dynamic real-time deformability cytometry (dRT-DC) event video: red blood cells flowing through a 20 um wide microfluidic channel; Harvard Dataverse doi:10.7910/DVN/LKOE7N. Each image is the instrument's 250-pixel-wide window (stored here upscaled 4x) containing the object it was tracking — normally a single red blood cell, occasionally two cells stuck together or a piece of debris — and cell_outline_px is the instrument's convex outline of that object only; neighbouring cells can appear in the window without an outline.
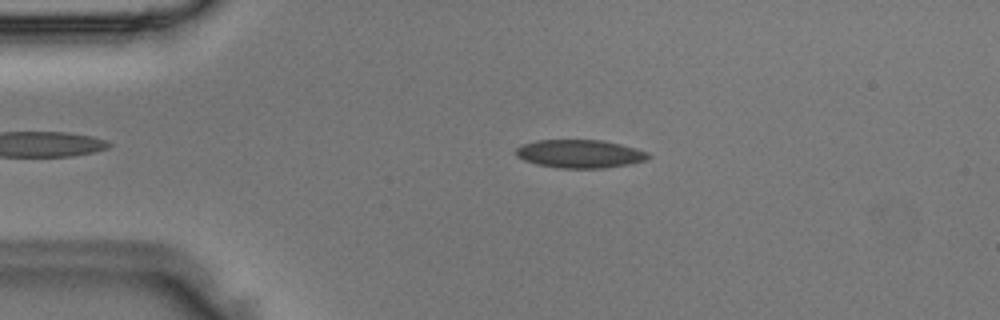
{"species": "Egyptian fruit bat (a non-hibernating species)", "species_latin": "Rousettus aegyptiacus", "temperature_condition": "room temperature", "stored_images_in_passage": 47, "camera_frame_rate_fps": 3000, "um_per_image_px": 0.085, "animal": {"sex": "male"}, "frame": {"image": 1, "passage_image": 9, "time_ms": 2.667, "image_size_px": [1000, 320], "cell_outline_px": [[652, 156], [644, 160], [632, 164], [604, 168], [560, 168], [536, 164], [524, 160], [516, 156], [516, 148], [520, 144], [536, 140], [600, 140], [620, 144], [636, 148], [648, 152]], "centroid_in_image_um": [49.28, 13.07], "position_along_channel_um": 35.7, "area_um2": 21.91}}
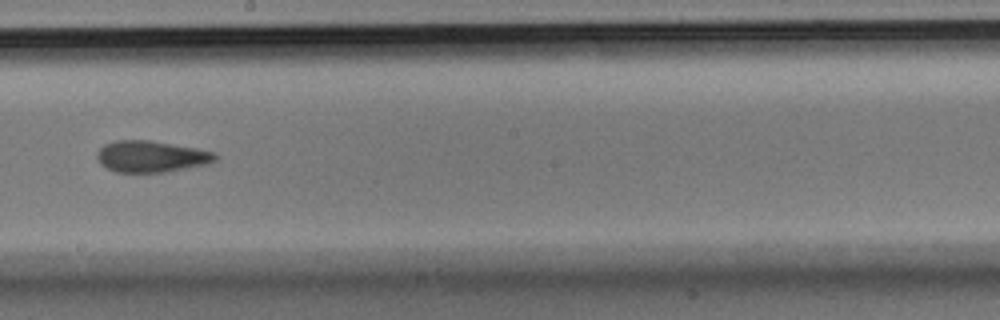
{"frame": {"image": 2, "passage_image": 26, "time_ms": 8.333, "image_size_px": [1000, 320], "cell_outline_px": [[216, 160], [208, 164], [164, 172], [116, 172], [100, 164], [96, 156], [96, 152], [104, 144], [116, 140], [148, 140], [196, 148], [216, 152]], "centroid_in_image_um": [12.83, 13.3], "position_along_channel_um": 235.4, "area_um2": 21.62}}
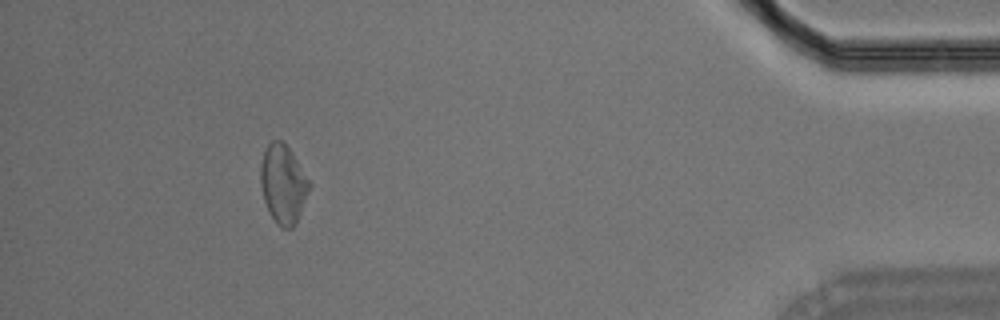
{"frame": {"image": 3, "passage_image": 43, "time_ms": 14.0, "image_size_px": [1000, 320], "cell_outline_px": [[312, 184], [296, 224], [292, 228], [280, 228], [276, 224], [268, 212], [264, 200], [260, 184], [260, 164], [264, 152], [268, 144], [272, 140], [280, 140], [292, 152]], "centroid_in_image_um": [24.07, 15.68], "position_along_channel_um": 411.1, "area_um2": 22.54}}